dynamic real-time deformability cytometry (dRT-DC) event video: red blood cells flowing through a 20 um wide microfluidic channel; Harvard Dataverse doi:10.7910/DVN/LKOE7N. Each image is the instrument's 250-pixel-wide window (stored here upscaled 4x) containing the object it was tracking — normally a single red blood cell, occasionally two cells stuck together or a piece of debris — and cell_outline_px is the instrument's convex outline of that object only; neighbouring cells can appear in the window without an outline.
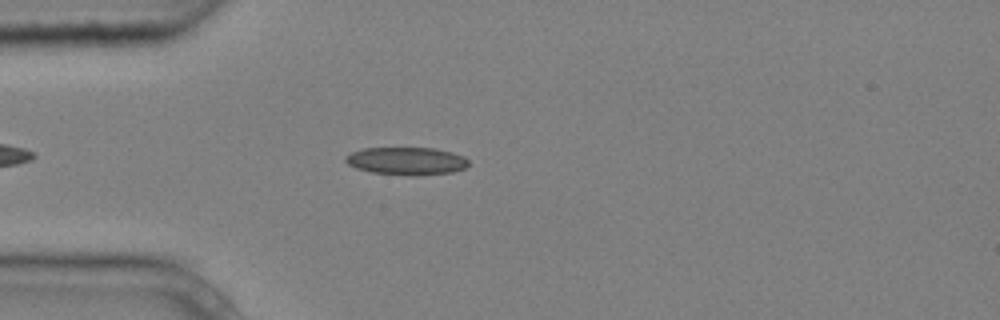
{"species": "common noctule bat (a hibernating species)", "species_latin": "Nyctalus noctula", "temperature_condition": "cold", "stored_images_in_passage": 3, "camera_frame_rate_fps": 3000, "um_per_image_px": 0.085, "animal": {"sex": "male", "body_mass_g": 20.4}, "frame": {"image": 1, "passage_image": 3, "time_ms": 0.667, "image_size_px": [1000, 320], "cell_outline_px": [[468, 164], [464, 168], [452, 172], [416, 176], [372, 172], [356, 168], [348, 164], [344, 160], [344, 156], [352, 152], [364, 148], [436, 148], [452, 152], [464, 156], [468, 160]], "centroid_in_image_um": [34.55, 13.68], "position_along_channel_um": 50.4, "area_um2": 19.88}}